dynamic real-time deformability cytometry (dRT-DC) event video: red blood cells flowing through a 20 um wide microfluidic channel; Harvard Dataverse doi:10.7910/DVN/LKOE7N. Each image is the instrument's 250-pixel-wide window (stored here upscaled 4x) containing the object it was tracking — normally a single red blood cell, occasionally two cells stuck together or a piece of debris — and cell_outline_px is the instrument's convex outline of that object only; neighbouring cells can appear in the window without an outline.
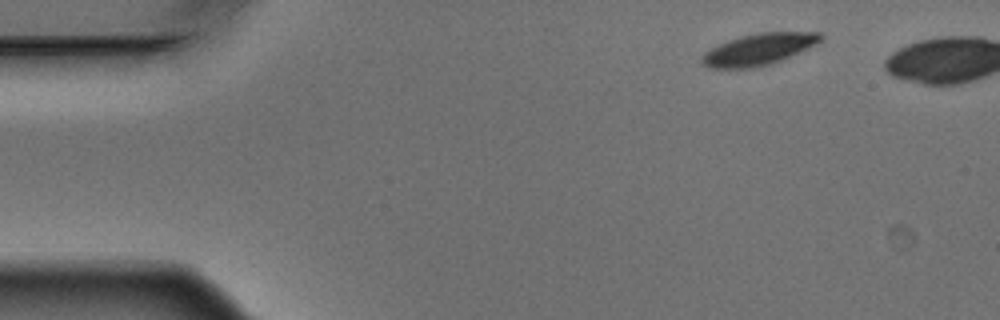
{"species": "Egyptian fruit bat (a non-hibernating species)", "species_latin": "Rousettus aegyptiacus", "temperature_condition": "warm", "stored_images_in_passage": 5, "camera_frame_rate_fps": 3000, "um_per_image_px": 0.085, "animal": {"sex": "male"}, "frame": {"image": 1, "passage_image": 1, "time_ms": 0.0, "image_size_px": [1000, 320], "cell_outline_px": [[824, 36], [816, 44], [808, 48], [772, 64], [752, 68], [708, 68], [700, 60], [700, 56], [708, 48], [728, 40], [740, 36], [760, 32], [820, 32]], "centroid_in_image_um": [64.45, 4.19], "position_along_channel_um": 20.6, "area_um2": 21.96}}